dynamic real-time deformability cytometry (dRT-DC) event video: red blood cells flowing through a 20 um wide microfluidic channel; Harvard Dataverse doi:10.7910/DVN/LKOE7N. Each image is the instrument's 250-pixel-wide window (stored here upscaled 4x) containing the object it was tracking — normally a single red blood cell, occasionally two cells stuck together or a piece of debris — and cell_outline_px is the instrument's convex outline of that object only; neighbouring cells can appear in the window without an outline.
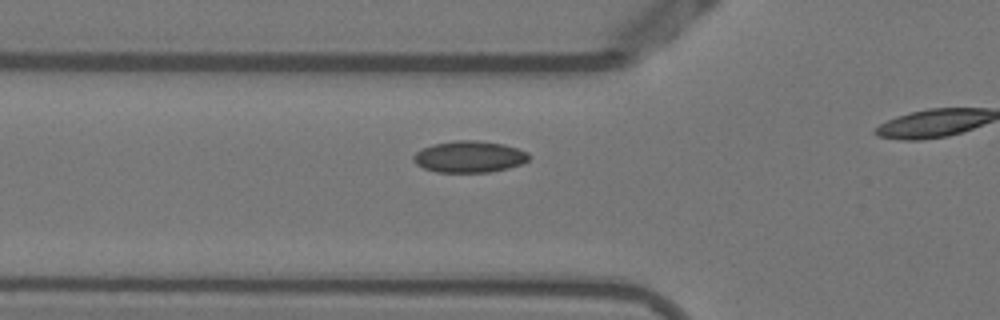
{"species": "Egyptian fruit bat (a non-hibernating species)", "species_latin": "Rousettus aegyptiacus", "temperature_condition": "warm", "stored_images_in_passage": 20, "camera_frame_rate_fps": 3000, "um_per_image_px": 0.085, "animal": {"sex": "female"}, "frame": {"image": 1, "passage_image": 15, "time_ms": 4.667, "image_size_px": [1000, 320], "cell_outline_px": [[528, 160], [520, 164], [508, 168], [488, 172], [436, 172], [424, 168], [416, 164], [412, 160], [412, 156], [420, 148], [432, 144], [456, 140], [476, 140], [504, 144], [528, 152]], "centroid_in_image_um": [39.84, 13.31], "position_along_channel_um": 86.0, "area_um2": 21.27}}